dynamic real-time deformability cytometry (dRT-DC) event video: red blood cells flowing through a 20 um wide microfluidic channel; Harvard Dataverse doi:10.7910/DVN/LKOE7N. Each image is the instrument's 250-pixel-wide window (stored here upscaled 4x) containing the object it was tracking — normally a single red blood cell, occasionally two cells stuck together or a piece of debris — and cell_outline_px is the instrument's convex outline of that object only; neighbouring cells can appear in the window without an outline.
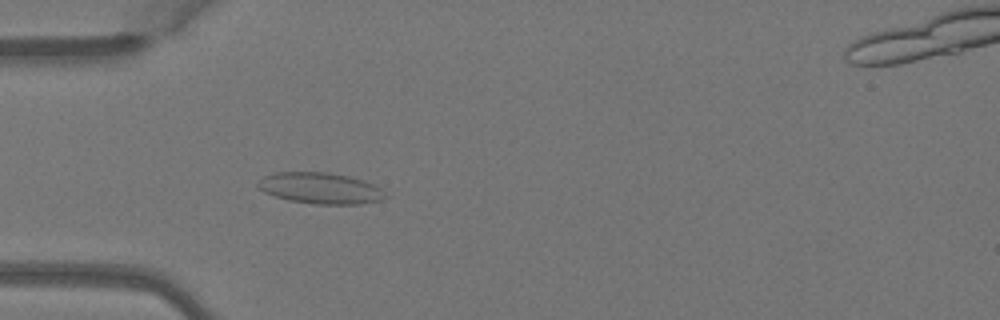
{"species": "Egyptian fruit bat (a non-hibernating species)", "species_latin": "Rousettus aegyptiacus", "temperature_condition": "warm", "stored_images_in_passage": 5, "camera_frame_rate_fps": 3000, "um_per_image_px": 0.085, "animal": {"sex": "female"}, "frame": {"image": 1, "passage_image": 5, "time_ms": 1.333, "image_size_px": [1000, 320], "cell_outline_px": [[388, 196], [384, 200], [360, 204], [316, 204], [288, 200], [264, 192], [256, 184], [264, 176], [276, 172], [328, 172], [348, 176], [364, 180], [380, 188]], "centroid_in_image_um": [27.26, 16.0], "position_along_channel_um": 57.7, "area_um2": 23.12}}